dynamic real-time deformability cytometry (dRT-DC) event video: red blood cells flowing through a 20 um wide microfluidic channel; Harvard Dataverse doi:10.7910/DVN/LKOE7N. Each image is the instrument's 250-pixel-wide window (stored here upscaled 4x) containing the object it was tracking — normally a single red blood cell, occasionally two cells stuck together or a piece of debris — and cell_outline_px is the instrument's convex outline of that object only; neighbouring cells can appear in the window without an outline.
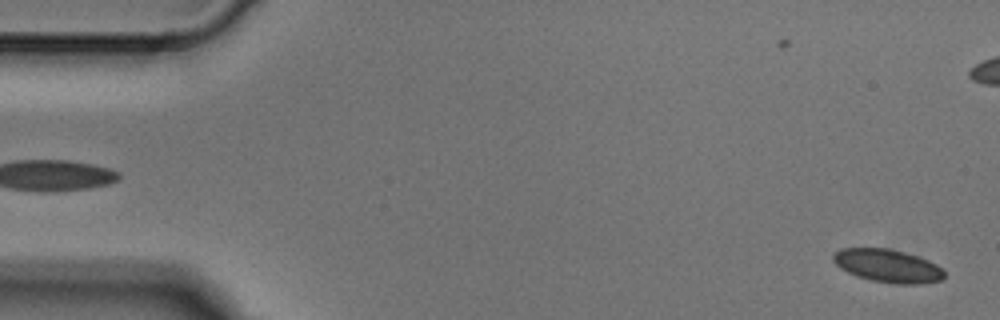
{"species": "Egyptian fruit bat (a non-hibernating species)", "species_latin": "Rousettus aegyptiacus", "temperature_condition": "cold", "stored_images_in_passage": 5, "segment_of_instrument_passage": [2, 2], "camera_frame_rate_fps": 3000, "um_per_image_px": 0.085, "animal": {"sex": "male"}, "frame": {"image": 1, "passage_image": 5, "time_ms": 1.333, "image_size_px": [1000, 320], "cell_outline_px": [[944, 276], [940, 280], [924, 284], [892, 284], [872, 280], [856, 276], [840, 268], [832, 260], [832, 256], [840, 248], [888, 248], [904, 252], [928, 260], [936, 264], [944, 272]], "centroid_in_image_um": [75.44, 22.6], "position_along_channel_um": 9.6, "area_um2": 21.39}}